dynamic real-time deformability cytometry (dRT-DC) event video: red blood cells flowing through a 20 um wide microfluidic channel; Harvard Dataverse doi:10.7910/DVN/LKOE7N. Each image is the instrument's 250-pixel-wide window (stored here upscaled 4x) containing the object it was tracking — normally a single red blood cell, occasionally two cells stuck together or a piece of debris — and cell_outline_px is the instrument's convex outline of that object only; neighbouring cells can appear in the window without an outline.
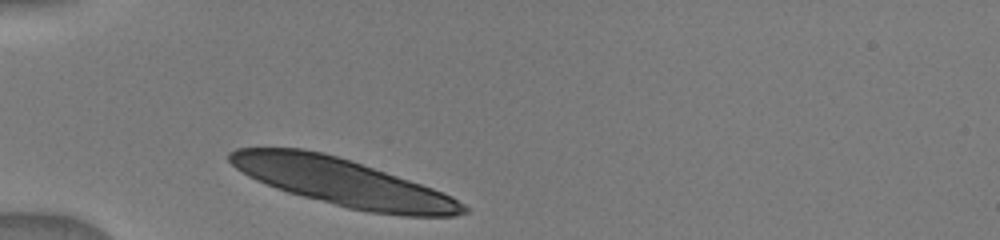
{"species": "human", "species_latin": "Homo sapiens", "temperature_condition": "warm", "stored_images_in_passage": 3, "camera_frame_rate_fps": 3000, "um_per_image_px": 0.085, "donor": {"sex": "male"}, "frame": {"image": 1, "passage_image": 1, "time_ms": 0.0, "image_size_px": [1000, 240], "cell_outline_px": [[468, 212], [452, 216], [404, 216], [368, 212], [348, 208], [288, 192], [276, 188], [256, 180], [248, 176], [236, 168], [228, 160], [228, 152], [236, 148], [300, 148], [324, 152], [432, 188], [452, 196], [464, 204], [468, 208]], "centroid_in_image_um": [29.11, 15.51], "position_along_channel_um": 55.9, "area_um2": 63.29}}